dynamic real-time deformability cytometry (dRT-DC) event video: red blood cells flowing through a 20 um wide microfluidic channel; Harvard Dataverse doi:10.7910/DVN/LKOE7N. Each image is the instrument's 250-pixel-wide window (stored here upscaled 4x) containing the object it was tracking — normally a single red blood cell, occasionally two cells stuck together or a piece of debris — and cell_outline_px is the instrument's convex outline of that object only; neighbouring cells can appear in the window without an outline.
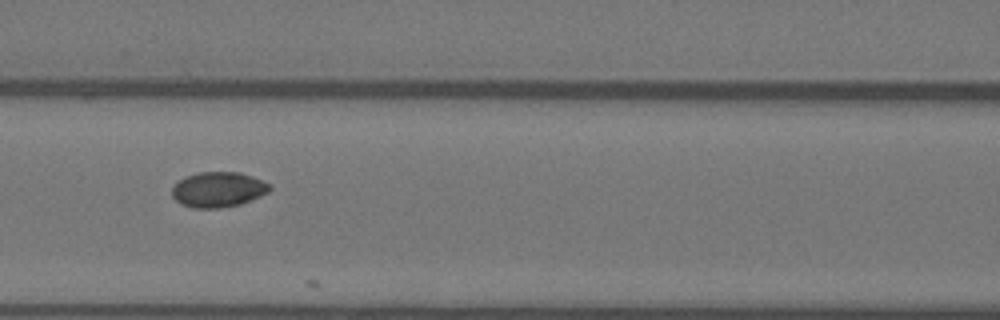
{"species": "Egyptian fruit bat (a non-hibernating species)", "species_latin": "Rousettus aegyptiacus", "temperature_condition": "warm", "stored_images_in_passage": 6, "camera_frame_rate_fps": 3000, "um_per_image_px": 0.085, "animal": {"sex": "female"}, "frame": {"image": 1, "passage_image": 4, "time_ms": 1.0, "image_size_px": [1000, 320], "cell_outline_px": [[272, 188], [268, 192], [260, 196], [240, 204], [220, 208], [192, 208], [180, 204], [172, 196], [172, 188], [180, 180], [188, 176], [200, 172], [240, 172], [252, 176], [272, 184]], "centroid_in_image_um": [18.57, 16.11], "position_along_channel_um": 148.0, "area_um2": 20.06}}
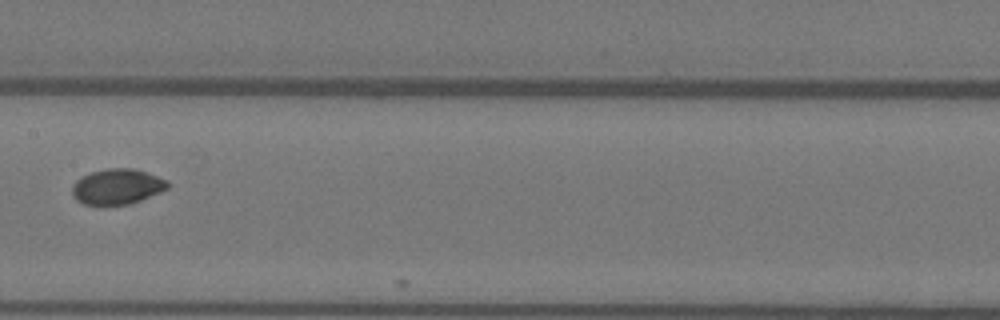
{"frame": {"image": 2, "passage_image": 5, "time_ms": 1.333, "image_size_px": [1000, 320], "cell_outline_px": [[168, 188], [160, 192], [140, 200], [128, 204], [100, 208], [84, 204], [76, 200], [72, 196], [72, 184], [76, 180], [92, 172], [108, 168], [132, 168], [148, 172], [168, 180]], "centroid_in_image_um": [9.93, 15.9], "position_along_channel_um": 197.5, "area_um2": 20.23}}